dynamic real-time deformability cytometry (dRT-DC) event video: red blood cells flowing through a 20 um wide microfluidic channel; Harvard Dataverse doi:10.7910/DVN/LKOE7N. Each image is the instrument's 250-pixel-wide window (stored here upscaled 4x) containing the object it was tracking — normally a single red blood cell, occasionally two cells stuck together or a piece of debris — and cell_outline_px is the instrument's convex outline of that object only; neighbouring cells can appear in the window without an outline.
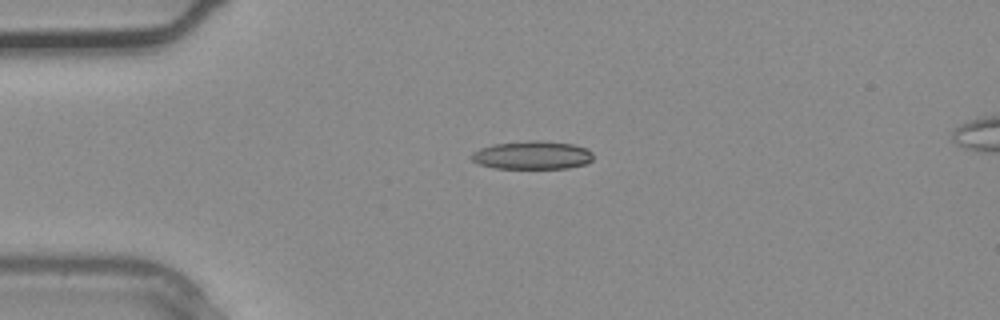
{"species": "common noctule bat (a hibernating species)", "species_latin": "Nyctalus noctula", "temperature_condition": "warm", "stored_images_in_passage": 3, "camera_frame_rate_fps": 3000, "um_per_image_px": 0.085, "animal": {"sex": "male", "body_mass_g": 20.4}, "frame": {"image": 1, "passage_image": 3, "time_ms": 0.667, "image_size_px": [1000, 320], "cell_outline_px": [[592, 160], [588, 164], [568, 168], [496, 168], [480, 164], [472, 160], [468, 156], [472, 152], [480, 148], [496, 144], [528, 140], [536, 140], [572, 144], [588, 148], [592, 152]], "centroid_in_image_um": [45.26, 13.19], "position_along_channel_um": 39.7, "area_um2": 20.11}}